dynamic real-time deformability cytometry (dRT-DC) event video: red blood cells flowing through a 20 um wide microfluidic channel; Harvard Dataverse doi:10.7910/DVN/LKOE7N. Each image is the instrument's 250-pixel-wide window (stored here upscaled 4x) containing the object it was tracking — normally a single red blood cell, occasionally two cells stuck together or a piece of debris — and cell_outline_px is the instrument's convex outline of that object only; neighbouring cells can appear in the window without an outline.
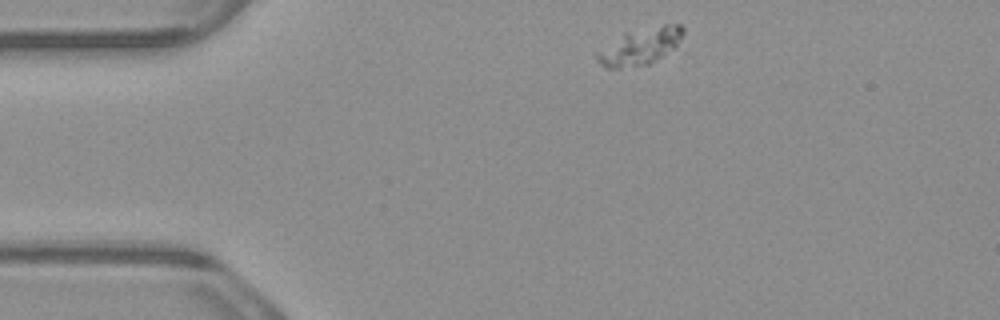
{"species": "common noctule bat (a hibernating species)", "species_latin": "Nyctalus noctula", "temperature_condition": "warm", "stored_images_in_passage": 4, "camera_frame_rate_fps": 3000, "um_per_image_px": 0.085, "animal": {"sex": "male", "body_mass_g": 23.1, "forearm_length_mm": 52.7}, "frame": {"image": 1, "passage_image": 1, "time_ms": 0.0, "image_size_px": [1000, 320], "cell_outline_px": [[684, 32], [676, 48], [648, 64], [620, 68], [608, 68], [600, 64], [596, 60], [596, 52], [624, 32], [664, 24], [680, 24], [684, 28]], "centroid_in_image_um": [54.42, 3.93], "position_along_channel_um": 30.6, "area_um2": 18.38}}
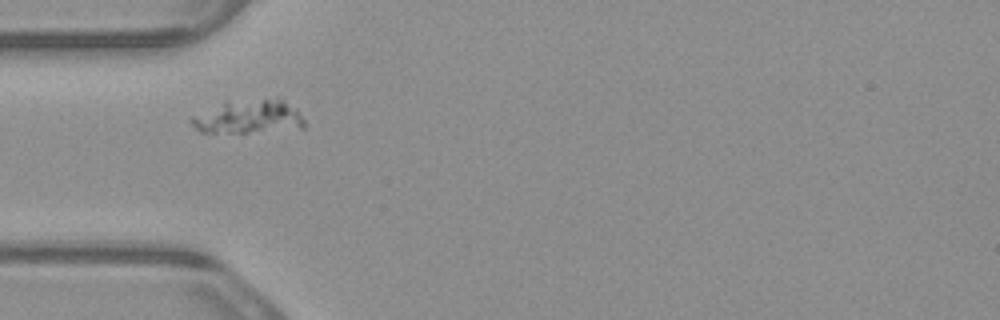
{"frame": {"image": 2, "passage_image": 3, "time_ms": 0.667, "image_size_px": [1000, 320], "cell_outline_px": [[304, 128], [248, 132], [200, 132], [188, 120], [192, 116], [224, 100], [276, 96], [280, 96], [304, 120]], "centroid_in_image_um": [21.09, 9.87], "position_along_channel_um": 63.9, "area_um2": 22.6}}
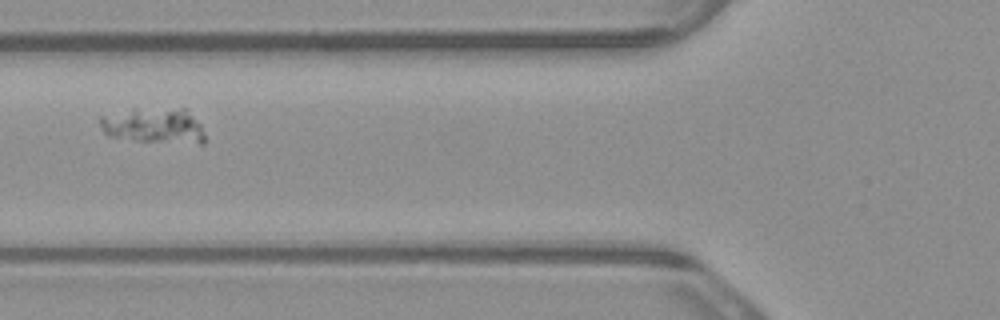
{"frame": {"image": 3, "passage_image": 4, "time_ms": 1.0, "image_size_px": [1000, 320], "cell_outline_px": [[204, 144], [200, 144], [140, 140], [108, 136], [104, 132], [100, 124], [100, 116], [132, 108], [188, 108], [200, 124], [204, 132]], "centroid_in_image_um": [13.11, 10.65], "position_along_channel_um": 112.7, "area_um2": 21.85}}